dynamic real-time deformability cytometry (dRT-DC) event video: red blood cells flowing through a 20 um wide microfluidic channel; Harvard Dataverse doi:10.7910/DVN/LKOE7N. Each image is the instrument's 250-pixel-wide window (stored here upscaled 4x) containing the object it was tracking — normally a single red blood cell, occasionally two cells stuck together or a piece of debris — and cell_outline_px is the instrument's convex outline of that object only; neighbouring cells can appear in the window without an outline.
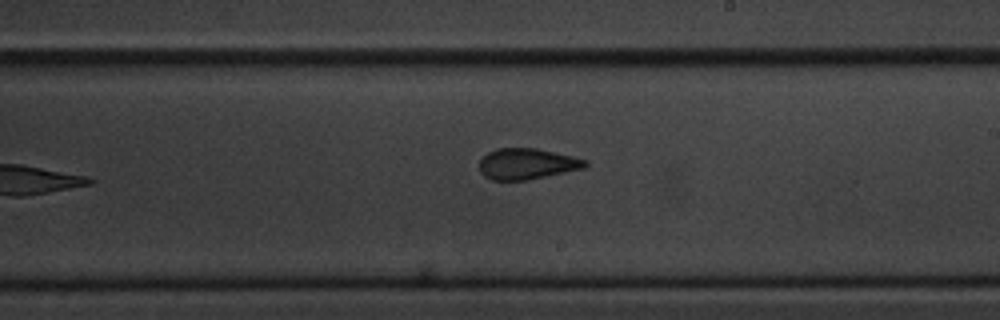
{"species": "common noctule bat (a hibernating species)", "species_latin": "Nyctalus noctula", "temperature_condition": "cold", "stored_images_in_passage": 10, "camera_frame_rate_fps": 3000, "um_per_image_px": 0.085, "animal": {"sex": "male", "body_mass_g": 20.1, "forearm_length_mm": 53.5}, "frame": {"image": 1, "passage_image": 9, "time_ms": 10.333, "image_size_px": [1000, 320], "cell_outline_px": [[588, 164], [584, 168], [528, 180], [492, 180], [484, 176], [480, 172], [480, 160], [488, 152], [496, 148], [536, 148], [572, 156], [588, 160]], "centroid_in_image_um": [44.79, 13.93], "position_along_channel_um": 244.2, "area_um2": 19.07}}
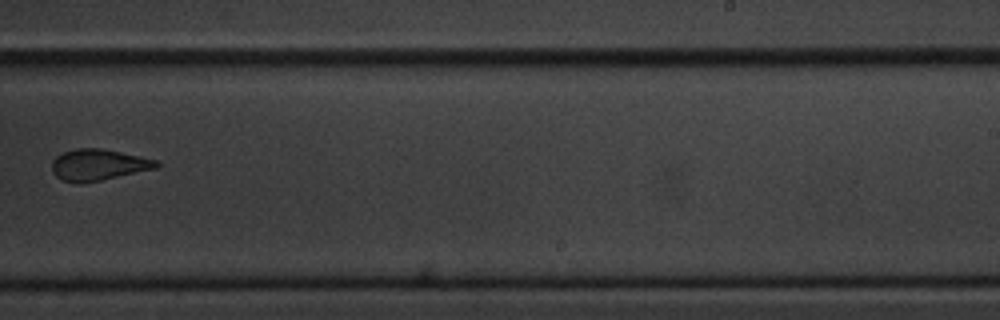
{"frame": {"image": 2, "passage_image": 10, "time_ms": 11.333, "image_size_px": [1000, 320], "cell_outline_px": [[160, 164], [156, 168], [100, 180], [80, 184], [76, 184], [64, 180], [56, 176], [52, 172], [52, 160], [56, 156], [64, 152], [76, 148], [100, 148], [120, 152], [156, 160]], "centroid_in_image_um": [8.31, 14.01], "position_along_channel_um": 280.7, "area_um2": 18.84}}